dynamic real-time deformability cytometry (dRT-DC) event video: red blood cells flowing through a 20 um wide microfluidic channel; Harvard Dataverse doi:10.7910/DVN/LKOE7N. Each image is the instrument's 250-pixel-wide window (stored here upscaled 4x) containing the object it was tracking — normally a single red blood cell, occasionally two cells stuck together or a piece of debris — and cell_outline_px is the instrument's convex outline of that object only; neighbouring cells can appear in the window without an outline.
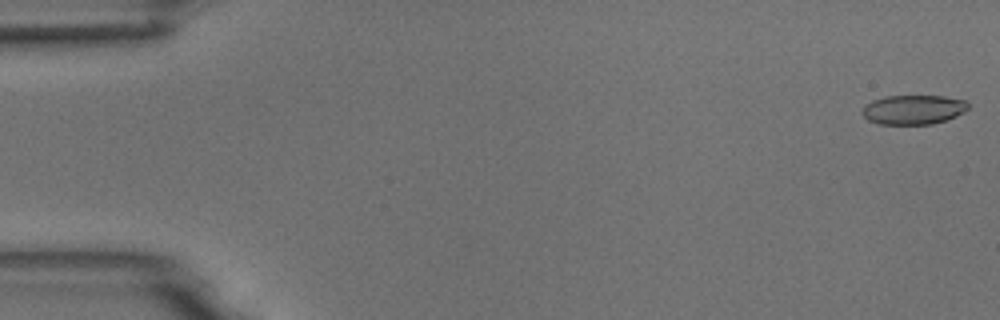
{"species": "common noctule bat (a hibernating species)", "species_latin": "Nyctalus noctula", "temperature_condition": "room temperature", "stored_images_in_passage": 6, "camera_frame_rate_fps": 3000, "um_per_image_px": 0.085, "animal": {"sex": "male", "body_mass_g": 18.8}, "frame": {"image": 1, "passage_image": 1, "time_ms": 0.0, "image_size_px": [1000, 320], "cell_outline_px": [[968, 108], [964, 112], [956, 116], [932, 124], [880, 124], [868, 120], [860, 112], [864, 104], [872, 100], [888, 96], [944, 96], [964, 100], [968, 104]], "centroid_in_image_um": [77.6, 9.31], "position_along_channel_um": 7.4, "area_um2": 18.15}}
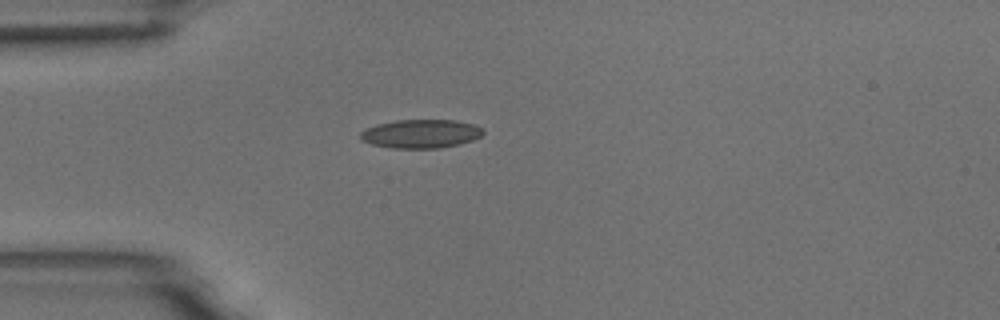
{"frame": {"image": 2, "passage_image": 5, "time_ms": 1.333, "image_size_px": [1000, 320], "cell_outline_px": [[484, 132], [480, 136], [472, 140], [460, 144], [440, 148], [392, 148], [372, 144], [360, 140], [360, 132], [364, 128], [376, 124], [396, 120], [456, 120], [476, 124], [484, 128]], "centroid_in_image_um": [35.77, 11.36], "position_along_channel_um": 49.2, "area_um2": 20.75}}